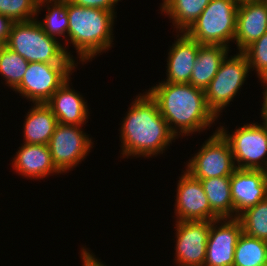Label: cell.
Returning <instances> with one entry per match:
<instances>
[{
	"instance_id": "cell-1",
	"label": "cell",
	"mask_w": 267,
	"mask_h": 266,
	"mask_svg": "<svg viewBox=\"0 0 267 266\" xmlns=\"http://www.w3.org/2000/svg\"><path fill=\"white\" fill-rule=\"evenodd\" d=\"M120 158H155L168 151L177 137L147 91L139 92L119 123Z\"/></svg>"
},
{
	"instance_id": "cell-2",
	"label": "cell",
	"mask_w": 267,
	"mask_h": 266,
	"mask_svg": "<svg viewBox=\"0 0 267 266\" xmlns=\"http://www.w3.org/2000/svg\"><path fill=\"white\" fill-rule=\"evenodd\" d=\"M145 90L157 102L160 114L177 139L207 133L219 122L207 105L205 91L190 83L156 82Z\"/></svg>"
},
{
	"instance_id": "cell-3",
	"label": "cell",
	"mask_w": 267,
	"mask_h": 266,
	"mask_svg": "<svg viewBox=\"0 0 267 266\" xmlns=\"http://www.w3.org/2000/svg\"><path fill=\"white\" fill-rule=\"evenodd\" d=\"M67 15L66 54L77 64L84 66L114 47L117 16L113 12L77 6L67 0ZM69 45L76 52L69 50Z\"/></svg>"
},
{
	"instance_id": "cell-4",
	"label": "cell",
	"mask_w": 267,
	"mask_h": 266,
	"mask_svg": "<svg viewBox=\"0 0 267 266\" xmlns=\"http://www.w3.org/2000/svg\"><path fill=\"white\" fill-rule=\"evenodd\" d=\"M5 45L28 62L77 64L66 54L63 44L48 36L36 19L14 22Z\"/></svg>"
},
{
	"instance_id": "cell-5",
	"label": "cell",
	"mask_w": 267,
	"mask_h": 266,
	"mask_svg": "<svg viewBox=\"0 0 267 266\" xmlns=\"http://www.w3.org/2000/svg\"><path fill=\"white\" fill-rule=\"evenodd\" d=\"M238 6L235 0H211L185 33L200 44L231 48L236 32Z\"/></svg>"
},
{
	"instance_id": "cell-6",
	"label": "cell",
	"mask_w": 267,
	"mask_h": 266,
	"mask_svg": "<svg viewBox=\"0 0 267 266\" xmlns=\"http://www.w3.org/2000/svg\"><path fill=\"white\" fill-rule=\"evenodd\" d=\"M228 53L221 62L219 70L204 90L209 109L220 120L225 108L231 106L237 94L240 95L243 85L251 73L245 54L236 51V54Z\"/></svg>"
},
{
	"instance_id": "cell-7",
	"label": "cell",
	"mask_w": 267,
	"mask_h": 266,
	"mask_svg": "<svg viewBox=\"0 0 267 266\" xmlns=\"http://www.w3.org/2000/svg\"><path fill=\"white\" fill-rule=\"evenodd\" d=\"M220 123L218 131L230 144L236 168L267 171V128L253 120L229 132Z\"/></svg>"
},
{
	"instance_id": "cell-8",
	"label": "cell",
	"mask_w": 267,
	"mask_h": 266,
	"mask_svg": "<svg viewBox=\"0 0 267 266\" xmlns=\"http://www.w3.org/2000/svg\"><path fill=\"white\" fill-rule=\"evenodd\" d=\"M78 66L29 62L21 83L13 92L32 104L46 103L57 89L77 72Z\"/></svg>"
},
{
	"instance_id": "cell-9",
	"label": "cell",
	"mask_w": 267,
	"mask_h": 266,
	"mask_svg": "<svg viewBox=\"0 0 267 266\" xmlns=\"http://www.w3.org/2000/svg\"><path fill=\"white\" fill-rule=\"evenodd\" d=\"M84 126L88 125L58 123L50 138L48 146L52 162L61 175L79 167L95 147L93 136L85 132Z\"/></svg>"
},
{
	"instance_id": "cell-10",
	"label": "cell",
	"mask_w": 267,
	"mask_h": 266,
	"mask_svg": "<svg viewBox=\"0 0 267 266\" xmlns=\"http://www.w3.org/2000/svg\"><path fill=\"white\" fill-rule=\"evenodd\" d=\"M214 129L196 153L184 162L185 170L196 179L231 176L237 169L229 142L218 127Z\"/></svg>"
},
{
	"instance_id": "cell-11",
	"label": "cell",
	"mask_w": 267,
	"mask_h": 266,
	"mask_svg": "<svg viewBox=\"0 0 267 266\" xmlns=\"http://www.w3.org/2000/svg\"><path fill=\"white\" fill-rule=\"evenodd\" d=\"M212 221L174 222V266H204Z\"/></svg>"
},
{
	"instance_id": "cell-12",
	"label": "cell",
	"mask_w": 267,
	"mask_h": 266,
	"mask_svg": "<svg viewBox=\"0 0 267 266\" xmlns=\"http://www.w3.org/2000/svg\"><path fill=\"white\" fill-rule=\"evenodd\" d=\"M178 176L173 219L176 221H213L220 217L211 209L199 179L186 170Z\"/></svg>"
},
{
	"instance_id": "cell-13",
	"label": "cell",
	"mask_w": 267,
	"mask_h": 266,
	"mask_svg": "<svg viewBox=\"0 0 267 266\" xmlns=\"http://www.w3.org/2000/svg\"><path fill=\"white\" fill-rule=\"evenodd\" d=\"M242 232V225L237 217L213 220L204 266H233L235 247Z\"/></svg>"
},
{
	"instance_id": "cell-14",
	"label": "cell",
	"mask_w": 267,
	"mask_h": 266,
	"mask_svg": "<svg viewBox=\"0 0 267 266\" xmlns=\"http://www.w3.org/2000/svg\"><path fill=\"white\" fill-rule=\"evenodd\" d=\"M174 42L169 46L166 57V77L159 82L190 83L199 46L201 45L185 32H175Z\"/></svg>"
},
{
	"instance_id": "cell-15",
	"label": "cell",
	"mask_w": 267,
	"mask_h": 266,
	"mask_svg": "<svg viewBox=\"0 0 267 266\" xmlns=\"http://www.w3.org/2000/svg\"><path fill=\"white\" fill-rule=\"evenodd\" d=\"M11 159L13 173L27 180L40 181L61 174L52 162L48 145L21 143Z\"/></svg>"
},
{
	"instance_id": "cell-16",
	"label": "cell",
	"mask_w": 267,
	"mask_h": 266,
	"mask_svg": "<svg viewBox=\"0 0 267 266\" xmlns=\"http://www.w3.org/2000/svg\"><path fill=\"white\" fill-rule=\"evenodd\" d=\"M235 218L267 197V171L236 169L230 178Z\"/></svg>"
},
{
	"instance_id": "cell-17",
	"label": "cell",
	"mask_w": 267,
	"mask_h": 266,
	"mask_svg": "<svg viewBox=\"0 0 267 266\" xmlns=\"http://www.w3.org/2000/svg\"><path fill=\"white\" fill-rule=\"evenodd\" d=\"M71 79L64 82L45 104L52 110L58 123L86 125L91 119L90 107L82 93L72 87Z\"/></svg>"
},
{
	"instance_id": "cell-18",
	"label": "cell",
	"mask_w": 267,
	"mask_h": 266,
	"mask_svg": "<svg viewBox=\"0 0 267 266\" xmlns=\"http://www.w3.org/2000/svg\"><path fill=\"white\" fill-rule=\"evenodd\" d=\"M267 32V5L263 1L239 4L236 17L234 45L243 51Z\"/></svg>"
},
{
	"instance_id": "cell-19",
	"label": "cell",
	"mask_w": 267,
	"mask_h": 266,
	"mask_svg": "<svg viewBox=\"0 0 267 266\" xmlns=\"http://www.w3.org/2000/svg\"><path fill=\"white\" fill-rule=\"evenodd\" d=\"M31 104L23 122V143L48 145L58 124L52 110L45 104Z\"/></svg>"
},
{
	"instance_id": "cell-20",
	"label": "cell",
	"mask_w": 267,
	"mask_h": 266,
	"mask_svg": "<svg viewBox=\"0 0 267 266\" xmlns=\"http://www.w3.org/2000/svg\"><path fill=\"white\" fill-rule=\"evenodd\" d=\"M232 49L223 45L201 44L191 74L190 84L205 90L215 77L221 62Z\"/></svg>"
},
{
	"instance_id": "cell-21",
	"label": "cell",
	"mask_w": 267,
	"mask_h": 266,
	"mask_svg": "<svg viewBox=\"0 0 267 266\" xmlns=\"http://www.w3.org/2000/svg\"><path fill=\"white\" fill-rule=\"evenodd\" d=\"M211 0H162L159 12L172 23L173 32H186Z\"/></svg>"
},
{
	"instance_id": "cell-22",
	"label": "cell",
	"mask_w": 267,
	"mask_h": 266,
	"mask_svg": "<svg viewBox=\"0 0 267 266\" xmlns=\"http://www.w3.org/2000/svg\"><path fill=\"white\" fill-rule=\"evenodd\" d=\"M45 10L47 12H45L46 14H44V17L41 20L39 14H41V11L43 12ZM36 20L48 36L57 39L63 44L66 52V39L69 25L67 0L39 1Z\"/></svg>"
},
{
	"instance_id": "cell-23",
	"label": "cell",
	"mask_w": 267,
	"mask_h": 266,
	"mask_svg": "<svg viewBox=\"0 0 267 266\" xmlns=\"http://www.w3.org/2000/svg\"><path fill=\"white\" fill-rule=\"evenodd\" d=\"M231 176L211 177L199 179L202 183L211 209L220 218H235V209L232 202Z\"/></svg>"
},
{
	"instance_id": "cell-24",
	"label": "cell",
	"mask_w": 267,
	"mask_h": 266,
	"mask_svg": "<svg viewBox=\"0 0 267 266\" xmlns=\"http://www.w3.org/2000/svg\"><path fill=\"white\" fill-rule=\"evenodd\" d=\"M267 264V241L250 237L242 232L235 247L233 266Z\"/></svg>"
},
{
	"instance_id": "cell-25",
	"label": "cell",
	"mask_w": 267,
	"mask_h": 266,
	"mask_svg": "<svg viewBox=\"0 0 267 266\" xmlns=\"http://www.w3.org/2000/svg\"><path fill=\"white\" fill-rule=\"evenodd\" d=\"M28 64L27 60L4 44L0 49V76L4 88L8 86L13 91L21 83Z\"/></svg>"
},
{
	"instance_id": "cell-26",
	"label": "cell",
	"mask_w": 267,
	"mask_h": 266,
	"mask_svg": "<svg viewBox=\"0 0 267 266\" xmlns=\"http://www.w3.org/2000/svg\"><path fill=\"white\" fill-rule=\"evenodd\" d=\"M237 218L246 235L267 241V197L241 212Z\"/></svg>"
},
{
	"instance_id": "cell-27",
	"label": "cell",
	"mask_w": 267,
	"mask_h": 266,
	"mask_svg": "<svg viewBox=\"0 0 267 266\" xmlns=\"http://www.w3.org/2000/svg\"><path fill=\"white\" fill-rule=\"evenodd\" d=\"M259 82L267 81V32L242 51Z\"/></svg>"
},
{
	"instance_id": "cell-28",
	"label": "cell",
	"mask_w": 267,
	"mask_h": 266,
	"mask_svg": "<svg viewBox=\"0 0 267 266\" xmlns=\"http://www.w3.org/2000/svg\"><path fill=\"white\" fill-rule=\"evenodd\" d=\"M39 0H0V15L13 23L36 19Z\"/></svg>"
},
{
	"instance_id": "cell-29",
	"label": "cell",
	"mask_w": 267,
	"mask_h": 266,
	"mask_svg": "<svg viewBox=\"0 0 267 266\" xmlns=\"http://www.w3.org/2000/svg\"><path fill=\"white\" fill-rule=\"evenodd\" d=\"M69 2L82 7L103 9L117 15V5L121 0H68Z\"/></svg>"
},
{
	"instance_id": "cell-30",
	"label": "cell",
	"mask_w": 267,
	"mask_h": 266,
	"mask_svg": "<svg viewBox=\"0 0 267 266\" xmlns=\"http://www.w3.org/2000/svg\"><path fill=\"white\" fill-rule=\"evenodd\" d=\"M81 246L82 247L79 250L81 266H107V264L104 261H101L102 259L96 257L91 248L89 247L86 248V244L85 246L84 245Z\"/></svg>"
},
{
	"instance_id": "cell-31",
	"label": "cell",
	"mask_w": 267,
	"mask_h": 266,
	"mask_svg": "<svg viewBox=\"0 0 267 266\" xmlns=\"http://www.w3.org/2000/svg\"><path fill=\"white\" fill-rule=\"evenodd\" d=\"M13 22L7 17L0 15V42L6 44Z\"/></svg>"
},
{
	"instance_id": "cell-32",
	"label": "cell",
	"mask_w": 267,
	"mask_h": 266,
	"mask_svg": "<svg viewBox=\"0 0 267 266\" xmlns=\"http://www.w3.org/2000/svg\"><path fill=\"white\" fill-rule=\"evenodd\" d=\"M259 84H261V87L264 89L262 90L263 92V100L261 102V108H260V113H259V118H260V121L259 122L261 125L265 126L267 128V81H262L260 82Z\"/></svg>"
},
{
	"instance_id": "cell-33",
	"label": "cell",
	"mask_w": 267,
	"mask_h": 266,
	"mask_svg": "<svg viewBox=\"0 0 267 266\" xmlns=\"http://www.w3.org/2000/svg\"><path fill=\"white\" fill-rule=\"evenodd\" d=\"M238 4L244 3V2H253V1H261V0H235Z\"/></svg>"
},
{
	"instance_id": "cell-34",
	"label": "cell",
	"mask_w": 267,
	"mask_h": 266,
	"mask_svg": "<svg viewBox=\"0 0 267 266\" xmlns=\"http://www.w3.org/2000/svg\"><path fill=\"white\" fill-rule=\"evenodd\" d=\"M261 1H263L267 5V0H261Z\"/></svg>"
}]
</instances>
